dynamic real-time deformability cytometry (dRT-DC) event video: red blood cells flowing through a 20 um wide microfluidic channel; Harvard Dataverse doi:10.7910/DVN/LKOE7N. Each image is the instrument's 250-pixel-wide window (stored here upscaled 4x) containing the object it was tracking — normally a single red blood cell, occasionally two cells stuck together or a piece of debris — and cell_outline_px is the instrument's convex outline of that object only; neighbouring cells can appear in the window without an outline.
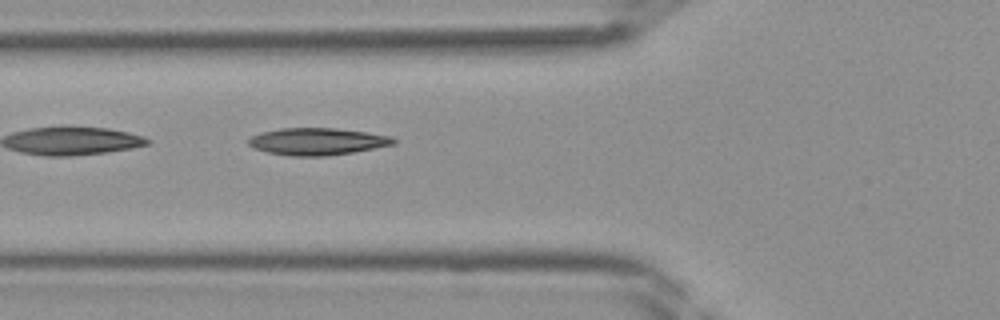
{"species": "Egyptian fruit bat (a non-hibernating species)", "species_latin": "Rousettus aegyptiacus", "temperature_condition": "room temperature", "stored_images_in_passage": 31, "camera_frame_rate_fps": 3000, "um_per_image_px": 0.085, "frame": {"image": 1, "passage_image": 5, "time_ms": 1.333, "image_size_px": [1000, 320], "cell_outline_px": [[396, 144], [352, 152], [324, 156], [288, 156], [268, 152], [256, 148], [248, 144], [248, 140], [252, 136], [260, 132], [280, 128], [336, 128], [368, 132], [392, 136], [396, 140]], "centroid_in_image_um": [26.99, 12.02], "position_along_channel_um": 98.8, "area_um2": 22.89}}
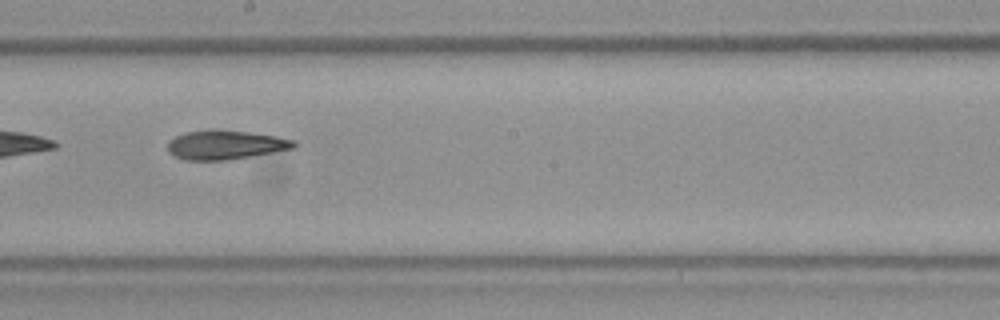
{"frame": {"image": 2, "passage_image": 13, "time_ms": 4.0, "image_size_px": [1000, 320], "cell_outline_px": [[296, 148], [228, 160], [184, 160], [172, 156], [168, 152], [168, 140], [176, 136], [188, 132], [212, 128], [216, 128], [248, 132], [276, 136], [296, 140]], "centroid_in_image_um": [19.14, 12.3], "position_along_channel_um": 229.1, "area_um2": 21.73}}
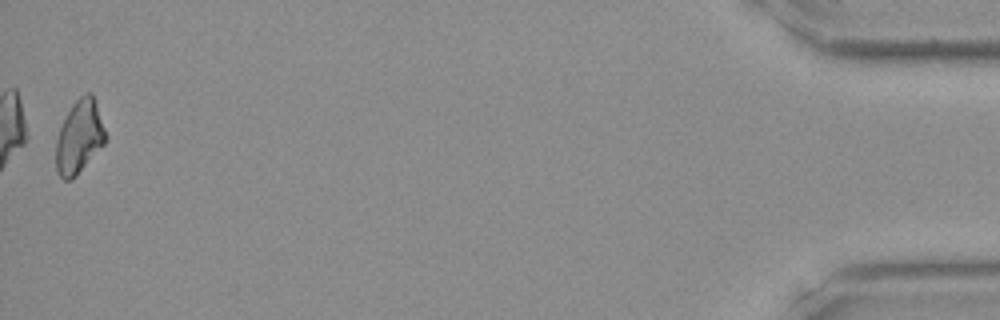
{"frame": {"image": 3, "passage_image": 31, "time_ms": 10.0, "image_size_px": [1000, 320], "cell_outline_px": [[108, 140], [76, 176], [72, 180], [64, 180], [56, 172], [56, 140], [60, 128], [72, 104], [84, 92], [92, 92], [108, 136]], "centroid_in_image_um": [6.76, 11.64], "position_along_channel_um": 428.4, "area_um2": 21.33}}